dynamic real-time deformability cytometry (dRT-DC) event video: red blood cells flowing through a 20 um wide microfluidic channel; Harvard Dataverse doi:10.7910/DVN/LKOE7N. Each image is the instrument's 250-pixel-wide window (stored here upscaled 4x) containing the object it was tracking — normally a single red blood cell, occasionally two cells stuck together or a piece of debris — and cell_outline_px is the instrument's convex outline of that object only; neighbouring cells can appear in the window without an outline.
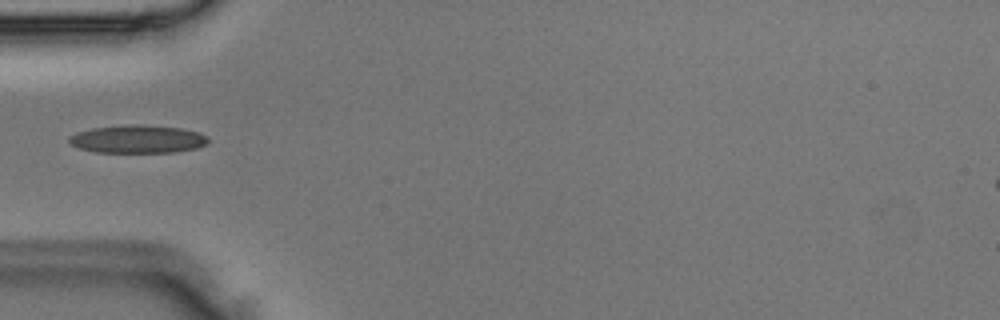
{"species": "Egyptian fruit bat (a non-hibernating species)", "species_latin": "Rousettus aegyptiacus", "temperature_condition": "room temperature", "stored_images_in_passage": 33, "camera_frame_rate_fps": 3000, "um_per_image_px": 0.085, "animal": {"sex": "male"}, "frame": {"image": 1, "passage_image": 1, "time_ms": 0.0, "image_size_px": [1000, 320], "cell_outline_px": [[208, 144], [196, 148], [172, 152], [96, 152], [80, 148], [72, 144], [68, 140], [68, 136], [76, 132], [92, 128], [180, 128], [200, 132], [208, 136]], "centroid_in_image_um": [11.73, 11.88], "position_along_channel_um": 73.3, "area_um2": 21.33}}
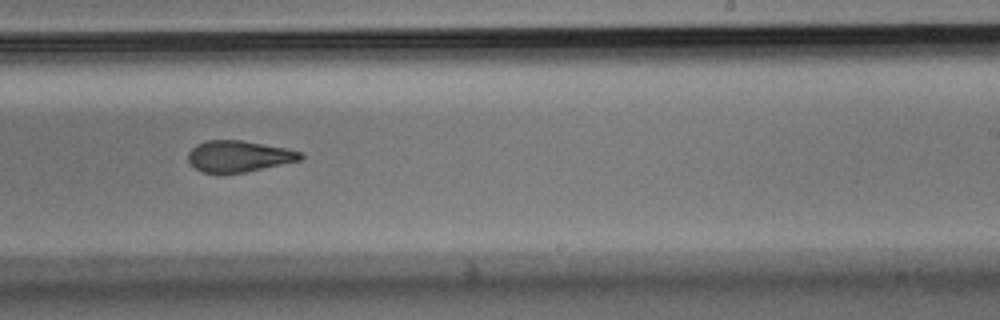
{"frame": {"image": 2, "passage_image": 15, "time_ms": 4.667, "image_size_px": [1000, 320], "cell_outline_px": [[304, 156], [300, 160], [244, 172], [204, 172], [196, 168], [188, 160], [188, 152], [196, 144], [208, 140], [240, 140], [284, 148], [300, 152]], "centroid_in_image_um": [20.27, 13.27], "position_along_channel_um": 268.7, "area_um2": 19.94}}
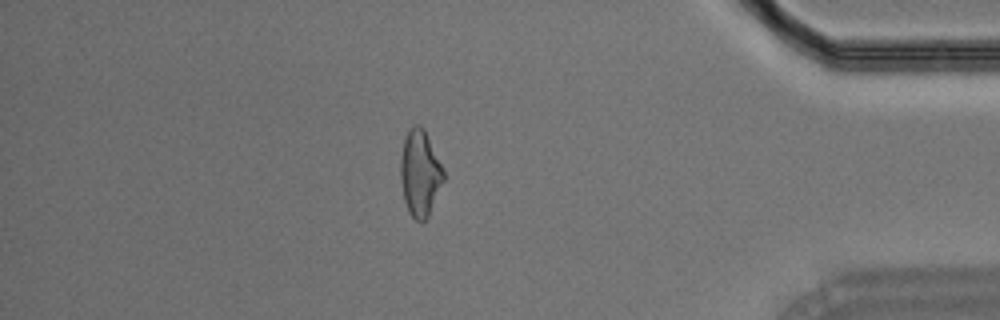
{"frame": {"image": 3, "passage_image": 27, "time_ms": 8.667, "image_size_px": [1000, 320], "cell_outline_px": [[444, 180], [428, 216], [420, 224], [408, 212], [404, 200], [400, 180], [400, 160], [404, 140], [408, 128], [412, 124], [420, 124], [424, 128], [444, 168]], "centroid_in_image_um": [35.69, 14.69], "position_along_channel_um": 399.5, "area_um2": 21.91}}